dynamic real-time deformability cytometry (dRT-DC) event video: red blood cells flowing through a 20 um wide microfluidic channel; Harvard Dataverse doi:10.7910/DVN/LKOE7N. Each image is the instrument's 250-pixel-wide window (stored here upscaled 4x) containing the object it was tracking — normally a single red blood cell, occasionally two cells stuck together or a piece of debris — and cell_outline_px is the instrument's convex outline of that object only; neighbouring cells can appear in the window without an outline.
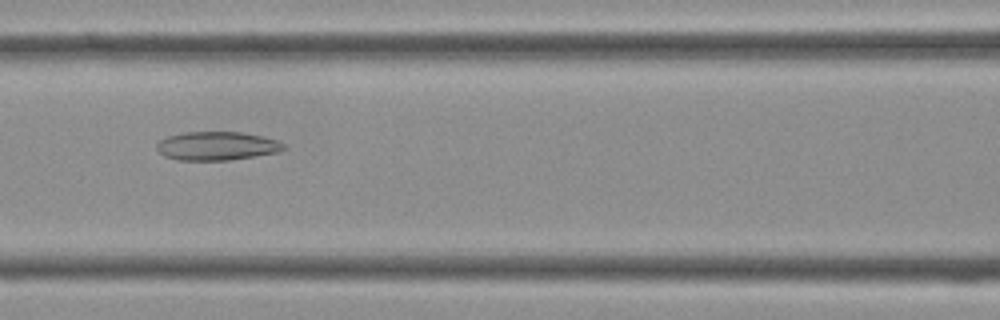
{"species": "Egyptian fruit bat (a non-hibernating species)", "species_latin": "Rousettus aegyptiacus", "temperature_condition": "cold", "stored_images_in_passage": 40, "camera_frame_rate_fps": 3000, "um_per_image_px": 0.085, "frame": {"image": 1, "passage_image": 17, "time_ms": 5.333, "image_size_px": [1000, 320], "cell_outline_px": [[288, 148], [276, 152], [228, 160], [176, 160], [164, 156], [156, 148], [156, 144], [160, 140], [168, 136], [184, 132], [240, 132], [264, 136], [280, 140]], "centroid_in_image_um": [18.44, 12.4], "position_along_channel_um": 148.2, "area_um2": 21.21}}
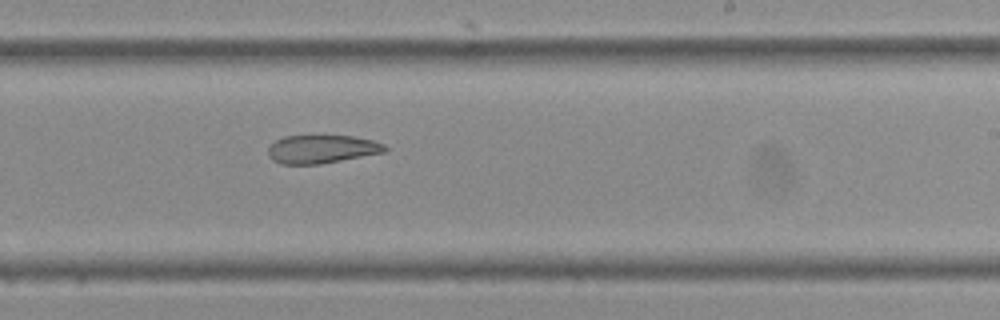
{"frame": {"image": 2, "passage_image": 24, "time_ms": 7.667, "image_size_px": [1000, 320], "cell_outline_px": [[388, 152], [320, 164], [280, 164], [272, 160], [268, 156], [268, 148], [276, 140], [284, 136], [352, 136], [372, 140], [384, 144], [388, 148]], "centroid_in_image_um": [27.37, 12.68], "position_along_channel_um": 261.6, "area_um2": 19.36}}
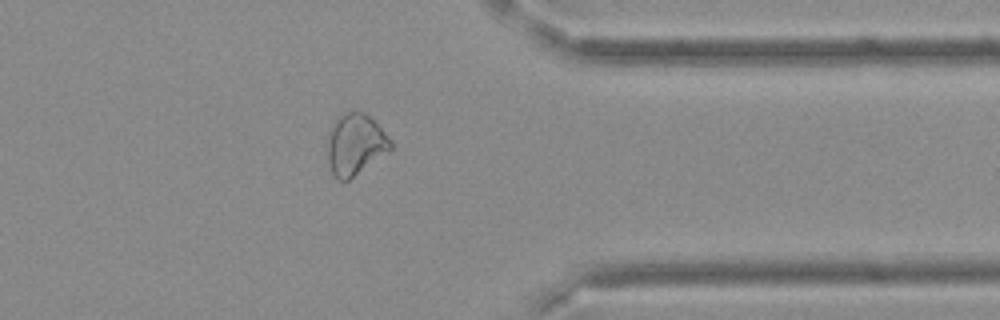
{"frame": {"image": 3, "passage_image": 32, "time_ms": 10.333, "image_size_px": [1000, 320], "cell_outline_px": [[392, 148], [388, 152], [348, 180], [336, 180], [332, 172], [328, 160], [328, 132], [332, 124], [344, 112], [364, 112], [392, 140]], "centroid_in_image_um": [30.19, 12.28], "position_along_channel_um": 381.2, "area_um2": 22.2}}